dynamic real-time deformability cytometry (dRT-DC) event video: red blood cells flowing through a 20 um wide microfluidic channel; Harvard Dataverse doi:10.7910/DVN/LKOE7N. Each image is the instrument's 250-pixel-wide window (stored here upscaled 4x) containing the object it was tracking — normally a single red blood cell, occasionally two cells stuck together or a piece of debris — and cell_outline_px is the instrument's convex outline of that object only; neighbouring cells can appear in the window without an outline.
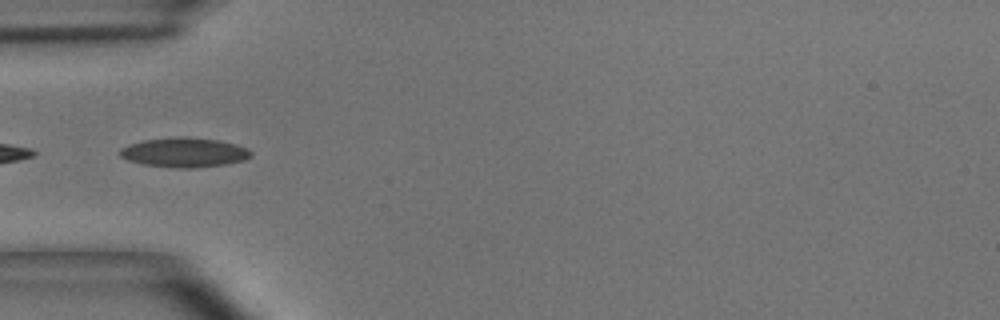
{"species": "common noctule bat (a hibernating species)", "species_latin": "Nyctalus noctula", "temperature_condition": "room temperature", "stored_images_in_passage": 21, "camera_frame_rate_fps": 3000, "um_per_image_px": 0.085, "animal": {"sex": "male", "body_mass_g": 15.6}, "frame": {"image": 1, "passage_image": 15, "time_ms": 4.667, "image_size_px": [1000, 320], "cell_outline_px": [[252, 156], [244, 160], [228, 164], [192, 168], [176, 168], [144, 164], [128, 160], [120, 156], [116, 152], [120, 148], [128, 144], [144, 140], [180, 136], [188, 136], [220, 140], [236, 144], [248, 148], [252, 152]], "centroid_in_image_um": [15.67, 12.95], "position_along_channel_um": 69.3, "area_um2": 22.89}}
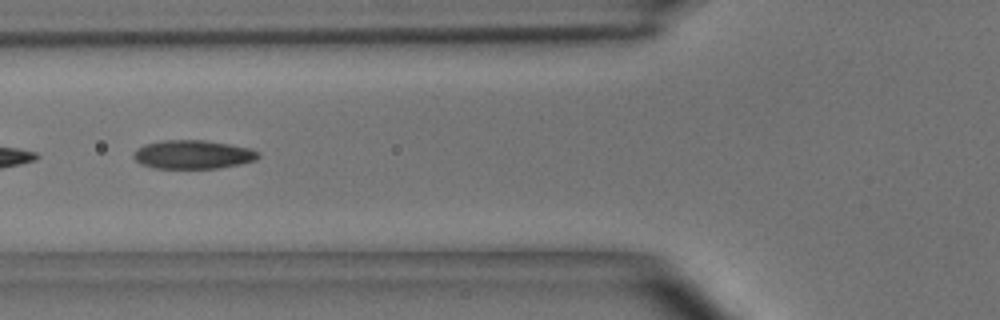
{"frame": {"image": 2, "passage_image": 18, "time_ms": 5.667, "image_size_px": [1000, 320], "cell_outline_px": [[260, 156], [256, 160], [240, 164], [220, 168], [156, 168], [140, 164], [132, 156], [136, 148], [144, 144], [164, 140], [204, 140], [228, 144], [248, 148], [260, 152]], "centroid_in_image_um": [16.38, 13.13], "position_along_channel_um": 109.4, "area_um2": 20.87}}